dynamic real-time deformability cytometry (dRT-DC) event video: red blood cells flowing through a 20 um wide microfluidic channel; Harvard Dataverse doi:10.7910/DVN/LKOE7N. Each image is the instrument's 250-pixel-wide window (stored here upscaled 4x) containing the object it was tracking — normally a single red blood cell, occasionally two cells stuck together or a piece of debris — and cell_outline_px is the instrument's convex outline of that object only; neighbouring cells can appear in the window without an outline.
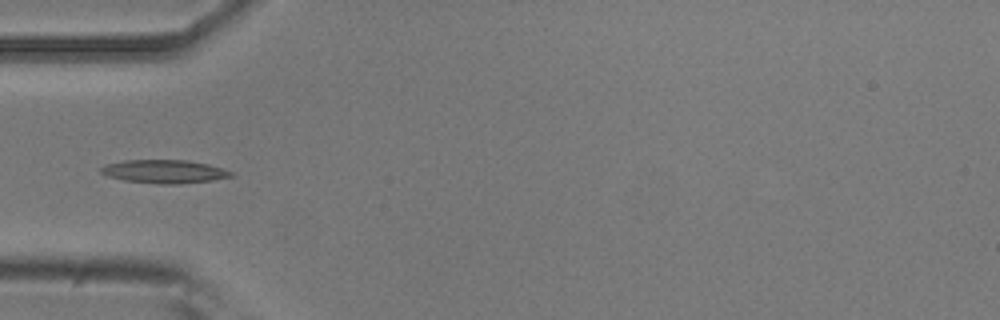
{"species": "common noctule bat (a hibernating species)", "species_latin": "Nyctalus noctula", "temperature_condition": "room temperature", "stored_images_in_passage": 4, "camera_frame_rate_fps": 3000, "um_per_image_px": 0.085, "animal": {"sex": "male", "body_mass_g": 20.5, "forearm_length_mm": 52.5}, "frame": {"image": 1, "passage_image": 4, "time_ms": 1.0, "image_size_px": [1000, 320], "cell_outline_px": [[236, 176], [212, 180], [180, 184], [156, 184], [124, 180], [108, 176], [100, 172], [100, 168], [104, 164], [124, 160], [188, 160], [208, 164], [236, 172]], "centroid_in_image_um": [14.0, 14.58], "position_along_channel_um": 71.0, "area_um2": 17.98}}